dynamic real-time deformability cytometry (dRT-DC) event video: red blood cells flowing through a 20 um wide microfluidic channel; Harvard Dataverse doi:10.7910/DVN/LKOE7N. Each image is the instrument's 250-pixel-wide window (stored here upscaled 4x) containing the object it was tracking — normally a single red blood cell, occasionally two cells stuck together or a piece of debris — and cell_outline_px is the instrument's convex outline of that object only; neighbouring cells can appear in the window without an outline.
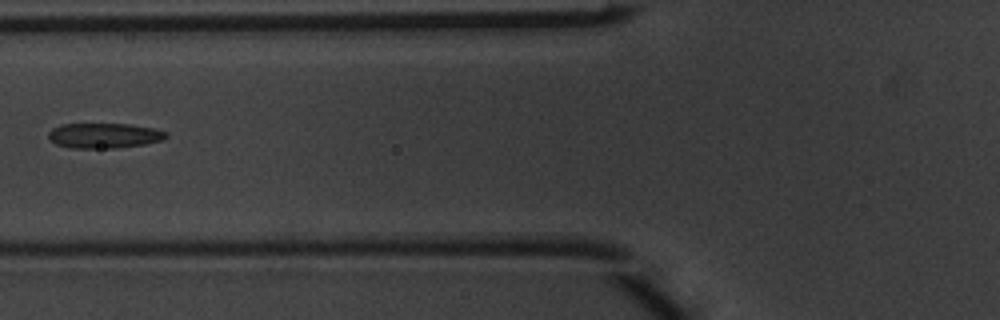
{"species": "common noctule bat (a hibernating species)", "species_latin": "Nyctalus noctula", "temperature_condition": "warm", "stored_images_in_passage": 6, "camera_frame_rate_fps": 3000, "um_per_image_px": 0.085, "animal": {"sex": "male", "body_mass_g": 20.1, "forearm_length_mm": 53.5}, "frame": {"image": 1, "passage_image": 6, "time_ms": 1.667, "image_size_px": [1000, 320], "cell_outline_px": [[168, 136], [164, 140], [144, 144], [116, 148], [72, 148], [56, 144], [48, 140], [48, 132], [52, 128], [64, 124], [128, 124], [156, 128], [168, 132]], "centroid_in_image_um": [8.87, 11.52], "position_along_channel_um": 116.9, "area_um2": 17.4}}